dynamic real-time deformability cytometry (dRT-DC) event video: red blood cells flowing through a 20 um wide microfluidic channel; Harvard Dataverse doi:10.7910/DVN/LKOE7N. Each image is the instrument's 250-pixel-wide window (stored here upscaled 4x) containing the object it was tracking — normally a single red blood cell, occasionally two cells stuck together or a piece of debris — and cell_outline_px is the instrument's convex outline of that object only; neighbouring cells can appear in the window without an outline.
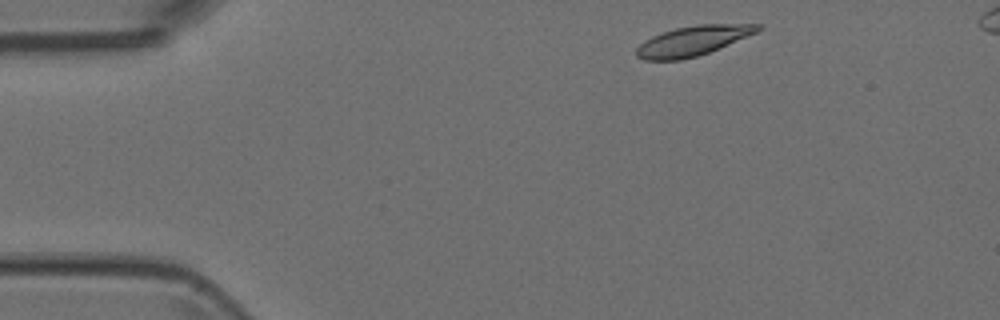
{"species": "Egyptian fruit bat (a non-hibernating species)", "species_latin": "Rousettus aegyptiacus", "temperature_condition": "room temperature", "stored_images_in_passage": 4, "camera_frame_rate_fps": 3000, "um_per_image_px": 0.085, "animal": {"sex": "female"}, "frame": {"image": 1, "passage_image": 1, "time_ms": 0.0, "image_size_px": [1000, 320], "cell_outline_px": [[764, 28], [756, 32], [708, 52], [696, 56], [680, 60], [644, 60], [636, 56], [636, 48], [644, 40], [660, 32], [676, 28], [696, 24], [760, 24]], "centroid_in_image_um": [58.84, 3.46], "position_along_channel_um": 26.2, "area_um2": 20.87}}